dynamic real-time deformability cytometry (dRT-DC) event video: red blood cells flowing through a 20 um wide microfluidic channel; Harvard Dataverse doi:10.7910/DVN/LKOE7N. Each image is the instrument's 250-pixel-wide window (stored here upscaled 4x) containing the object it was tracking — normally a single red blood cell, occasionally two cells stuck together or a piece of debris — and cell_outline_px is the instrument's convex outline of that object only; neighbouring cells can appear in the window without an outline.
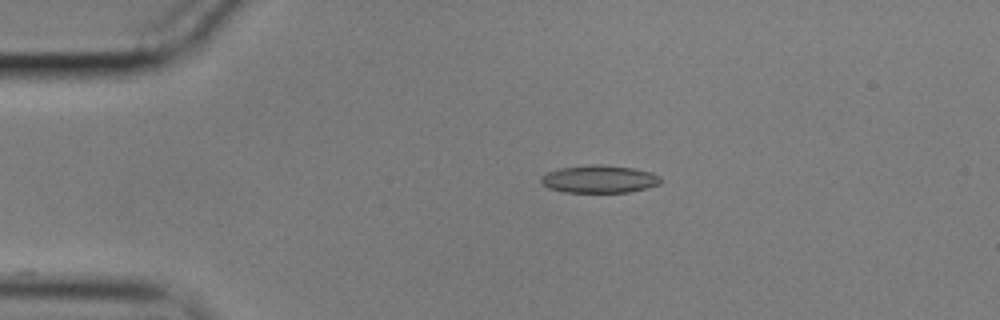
{"species": "common noctule bat (a hibernating species)", "species_latin": "Nyctalus noctula", "temperature_condition": "cold", "stored_images_in_passage": 45, "camera_frame_rate_fps": 3000, "um_per_image_px": 0.085, "animal": {"sex": "male", "body_mass_g": 17.9}, "frame": {"image": 1, "passage_image": 1, "time_ms": 0.0, "image_size_px": [1000, 320], "cell_outline_px": [[660, 184], [648, 188], [628, 192], [564, 192], [548, 188], [540, 180], [540, 176], [548, 172], [560, 168], [592, 164], [600, 164], [632, 168], [652, 172], [660, 176]], "centroid_in_image_um": [50.94, 15.22], "position_along_channel_um": 34.1, "area_um2": 19.31}}
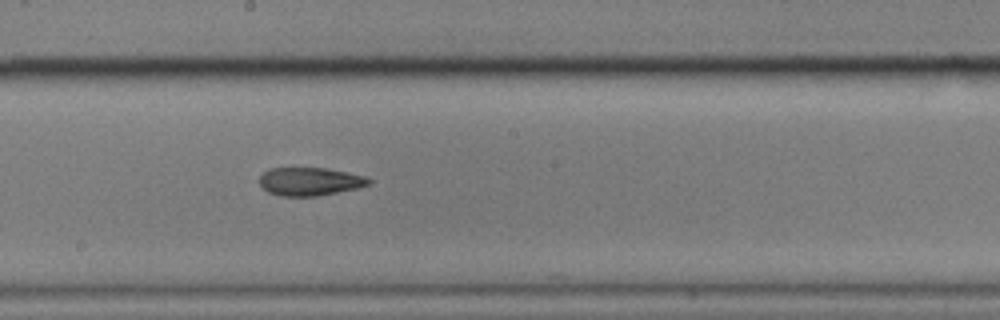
{"frame": {"image": 2, "passage_image": 20, "time_ms": 6.333, "image_size_px": [1000, 320], "cell_outline_px": [[372, 180], [368, 184], [356, 188], [316, 196], [280, 196], [268, 192], [260, 188], [260, 176], [268, 168], [324, 168], [348, 172], [364, 176]], "centroid_in_image_um": [26.28, 15.42], "position_along_channel_um": 221.9, "area_um2": 17.86}}
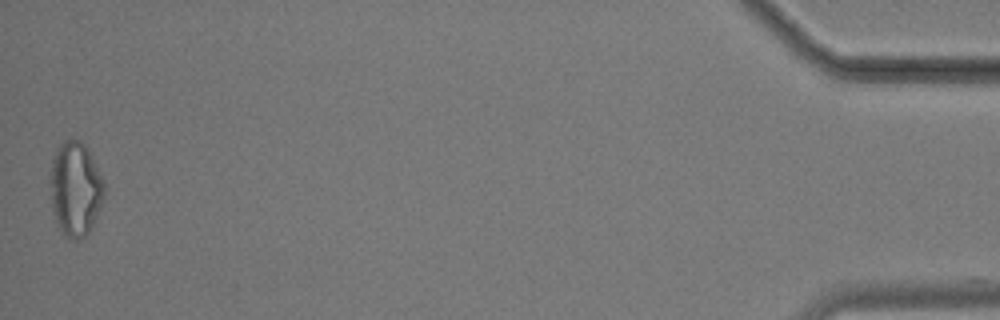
{"frame": {"image": 3, "passage_image": 45, "time_ms": 14.667, "image_size_px": [1000, 320], "cell_outline_px": [[104, 200], [88, 232], [84, 236], [76, 240], [64, 236], [56, 224], [52, 212], [48, 180], [52, 160], [56, 148], [64, 140], [72, 136], [80, 140], [84, 144], [104, 180]], "centroid_in_image_um": [6.36, 16.03], "position_along_channel_um": 428.8, "area_um2": 30.23}}